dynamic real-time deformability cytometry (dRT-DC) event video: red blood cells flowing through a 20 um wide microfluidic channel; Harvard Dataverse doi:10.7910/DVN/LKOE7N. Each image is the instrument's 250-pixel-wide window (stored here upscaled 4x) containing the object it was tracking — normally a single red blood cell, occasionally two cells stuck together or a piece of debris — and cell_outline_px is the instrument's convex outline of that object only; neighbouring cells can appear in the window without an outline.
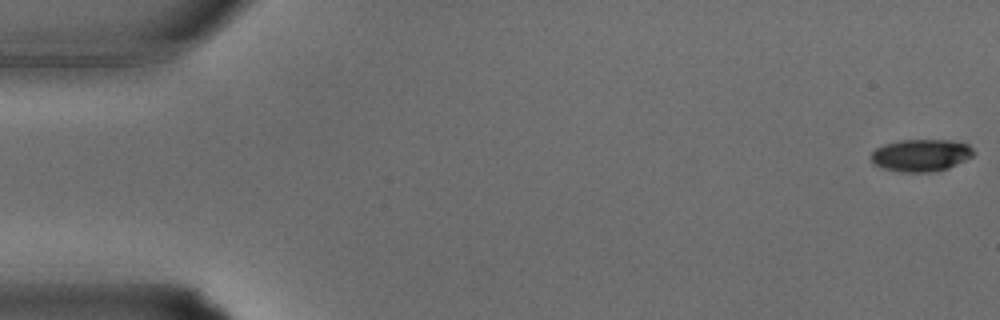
{"species": "common noctule bat (a hibernating species)", "species_latin": "Nyctalus noctula", "temperature_condition": "warm", "stored_images_in_passage": 34, "camera_frame_rate_fps": 3000, "um_per_image_px": 0.085, "animal": {"sex": "male", "body_mass_g": 15.6}, "frame": {"image": 1, "passage_image": 1, "time_ms": 0.0, "image_size_px": [1000, 320], "cell_outline_px": [[972, 156], [948, 168], [932, 172], [900, 172], [880, 168], [872, 164], [872, 152], [876, 148], [884, 144], [900, 140], [948, 140], [968, 144], [972, 148]], "centroid_in_image_um": [78.23, 13.2], "position_along_channel_um": 6.8, "area_um2": 19.19}}
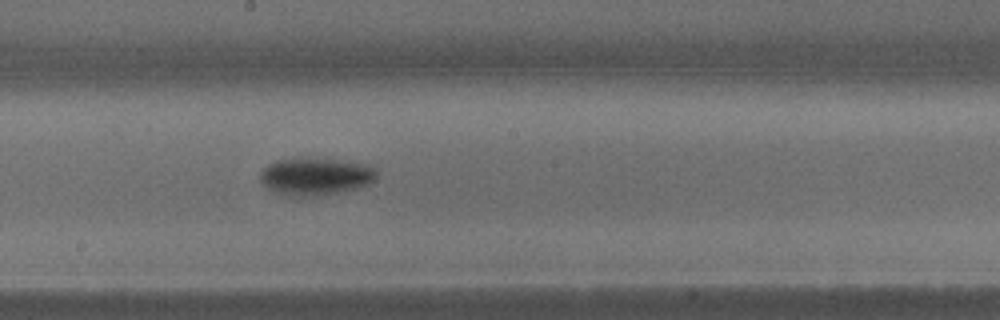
{"frame": {"image": 2, "passage_image": 19, "time_ms": 6.0, "image_size_px": [1000, 320], "cell_outline_px": [[376, 176], [368, 184], [356, 188], [316, 196], [296, 196], [280, 192], [268, 188], [260, 180], [260, 172], [268, 164], [276, 160], [308, 156], [316, 156], [368, 164], [376, 172]], "centroid_in_image_um": [26.81, 14.94], "position_along_channel_um": 221.4, "area_um2": 25.43}}
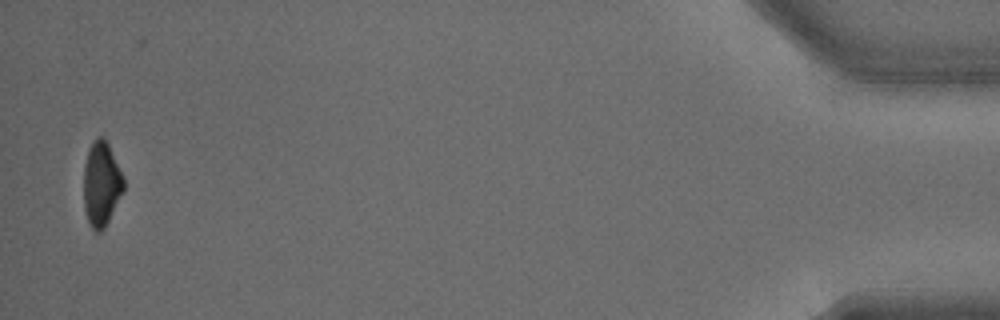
{"frame": {"image": 3, "passage_image": 34, "time_ms": 11.0, "image_size_px": [1000, 320], "cell_outline_px": [[124, 192], [104, 228], [100, 232], [96, 232], [92, 228], [88, 220], [84, 208], [84, 164], [88, 148], [96, 136], [104, 136], [108, 144], [124, 180]], "centroid_in_image_um": [8.61, 15.62], "position_along_channel_um": 426.6, "area_um2": 19.65}}